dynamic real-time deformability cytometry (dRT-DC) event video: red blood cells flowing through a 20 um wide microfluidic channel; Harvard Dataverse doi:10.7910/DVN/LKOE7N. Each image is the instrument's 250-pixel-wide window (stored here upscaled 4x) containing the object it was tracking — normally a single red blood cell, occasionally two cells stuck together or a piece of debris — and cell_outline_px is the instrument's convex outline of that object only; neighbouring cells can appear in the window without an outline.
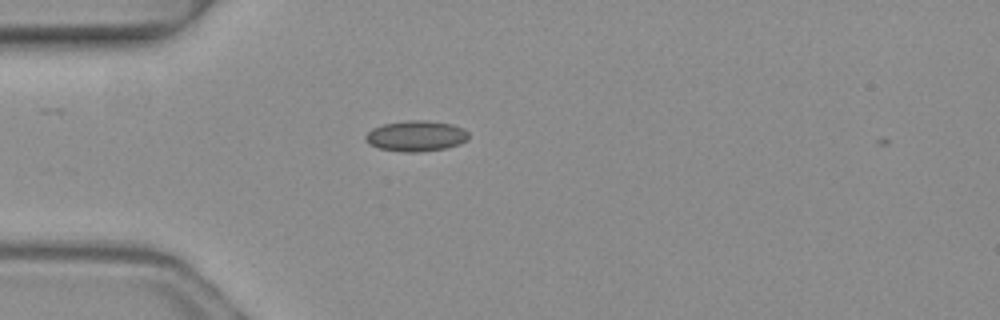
{"species": "common noctule bat (a hibernating species)", "species_latin": "Nyctalus noctula", "temperature_condition": "warm", "stored_images_in_passage": 1, "camera_frame_rate_fps": 3000, "um_per_image_px": 0.085, "animal": {"sex": "female", "body_mass_g": 19.3, "forearm_length_mm": 54.1}, "frame": {"image": 1, "passage_image": 1, "time_ms": 0.0, "image_size_px": [1000, 320], "cell_outline_px": [[468, 140], [460, 144], [444, 148], [420, 152], [404, 152], [376, 148], [368, 144], [364, 140], [364, 136], [372, 128], [384, 124], [408, 120], [424, 120], [452, 124], [464, 128], [468, 132]], "centroid_in_image_um": [35.34, 11.56], "position_along_channel_um": 49.7, "area_um2": 18.61}}